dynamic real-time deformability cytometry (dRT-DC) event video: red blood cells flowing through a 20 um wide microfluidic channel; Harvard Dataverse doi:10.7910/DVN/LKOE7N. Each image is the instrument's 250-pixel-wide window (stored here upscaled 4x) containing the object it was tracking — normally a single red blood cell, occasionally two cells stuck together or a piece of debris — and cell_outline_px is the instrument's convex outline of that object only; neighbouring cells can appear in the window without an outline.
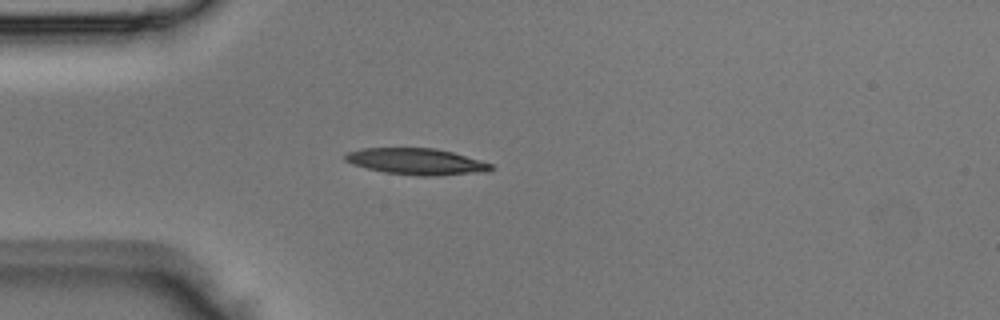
{"species": "Egyptian fruit bat (a non-hibernating species)", "species_latin": "Rousettus aegyptiacus", "temperature_condition": "room temperature", "stored_images_in_passage": 38, "camera_frame_rate_fps": 3000, "um_per_image_px": 0.085, "animal": {"sex": "male"}, "frame": {"image": 1, "passage_image": 6, "time_ms": 1.667, "image_size_px": [1000, 320], "cell_outline_px": [[492, 168], [488, 172], [432, 176], [424, 176], [384, 172], [352, 164], [344, 160], [344, 156], [348, 152], [360, 148], [436, 148], [452, 152], [480, 160], [492, 164]], "centroid_in_image_um": [35.4, 13.72], "position_along_channel_um": 49.6, "area_um2": 22.31}}
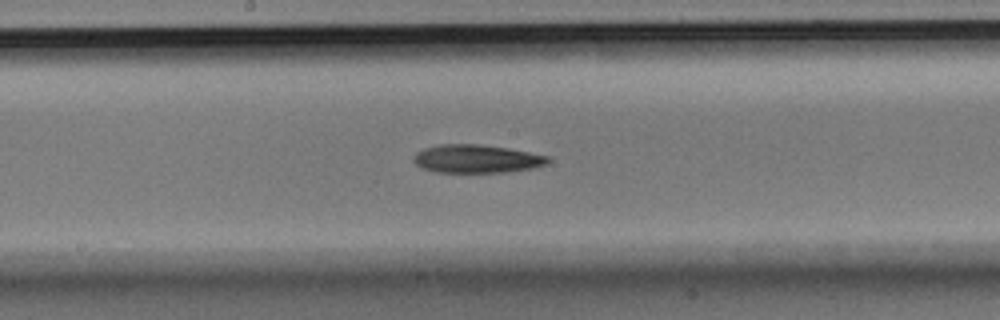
{"frame": {"image": 2, "passage_image": 17, "time_ms": 5.333, "image_size_px": [1000, 320], "cell_outline_px": [[552, 160], [548, 164], [532, 168], [504, 172], [436, 172], [420, 168], [412, 160], [416, 152], [424, 148], [440, 144], [476, 144], [508, 148], [548, 156]], "centroid_in_image_um": [40.49, 13.5], "position_along_channel_um": 207.7, "area_um2": 22.14}}
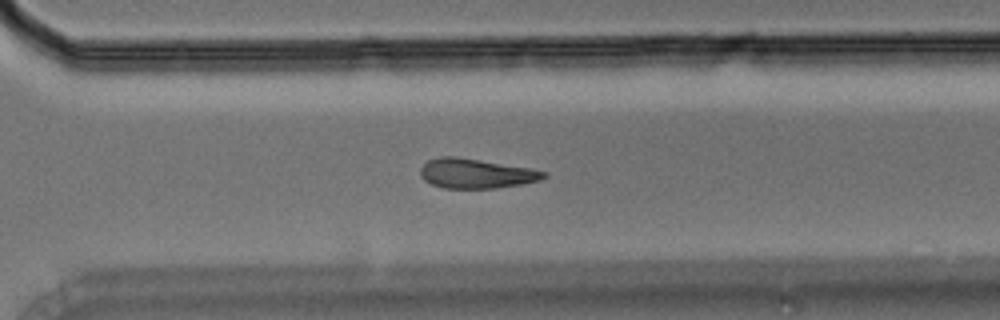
{"frame": {"image": 3, "passage_image": 25, "time_ms": 8.0, "image_size_px": [1000, 320], "cell_outline_px": [[548, 176], [540, 180], [520, 184], [496, 188], [444, 188], [432, 184], [424, 180], [420, 176], [420, 168], [428, 160], [440, 156], [456, 156], [532, 168], [548, 172]], "centroid_in_image_um": [40.47, 14.74], "position_along_channel_um": 330.1, "area_um2": 21.44}}